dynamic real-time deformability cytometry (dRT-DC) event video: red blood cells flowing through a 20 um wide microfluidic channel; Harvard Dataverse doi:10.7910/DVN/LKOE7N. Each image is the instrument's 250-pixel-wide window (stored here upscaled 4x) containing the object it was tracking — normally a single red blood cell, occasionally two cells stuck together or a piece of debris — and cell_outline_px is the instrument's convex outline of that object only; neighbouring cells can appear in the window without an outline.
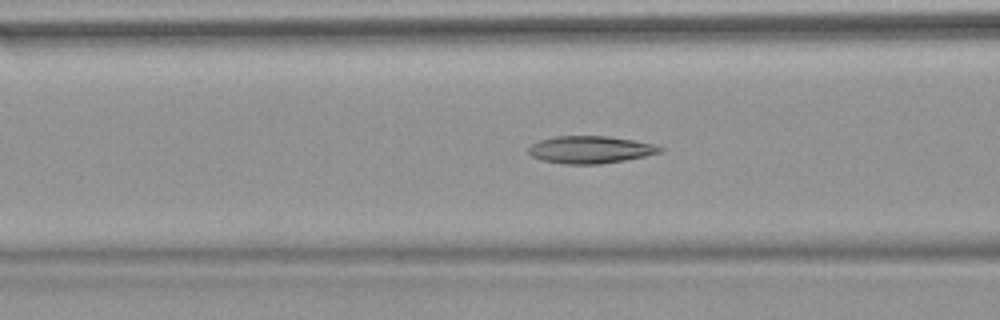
{"species": "common noctule bat (a hibernating species)", "species_latin": "Nyctalus noctula", "temperature_condition": "warm", "stored_images_in_passage": 38, "camera_frame_rate_fps": 3000, "um_per_image_px": 0.085, "animal": {"sex": "female", "body_mass_g": 18.4}, "frame": {"image": 1, "passage_image": 12, "time_ms": 3.667, "image_size_px": [1000, 320], "cell_outline_px": [[664, 148], [660, 152], [644, 156], [624, 160], [600, 164], [564, 164], [540, 160], [532, 156], [528, 152], [528, 148], [532, 144], [540, 140], [552, 136], [608, 136], [632, 140], [652, 144]], "centroid_in_image_um": [50.12, 12.72], "position_along_channel_um": 116.5, "area_um2": 20.87}}
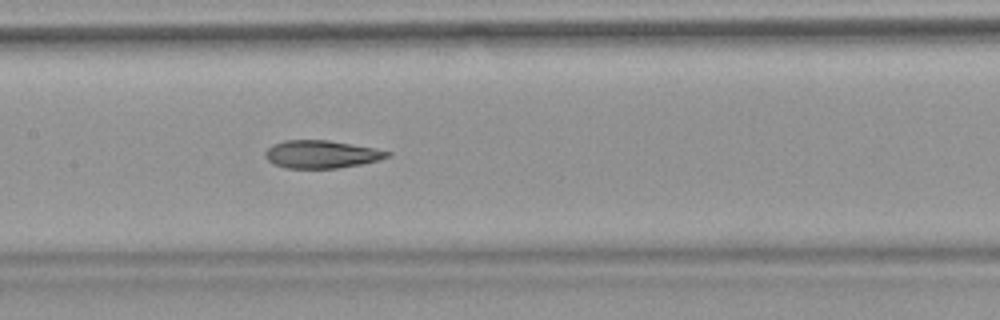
{"frame": {"image": 2, "passage_image": 17, "time_ms": 5.333, "image_size_px": [1000, 320], "cell_outline_px": [[392, 156], [360, 164], [336, 168], [284, 168], [268, 160], [264, 156], [264, 152], [272, 144], [284, 140], [328, 140], [352, 144], [392, 152]], "centroid_in_image_um": [27.29, 13.1], "position_along_channel_um": 180.1, "area_um2": 19.65}, "authors_computed_cell_mechanics": {"area_um2": 20.23, "velocity_mm_per_s": 3.8171, "shape_relaxation_time_tau1_ms": null, "shape_relaxation_time_tau2_ms": 2.9264, "deformation_change_tau1": null, "deformation_change_tau2": 0.1146}}